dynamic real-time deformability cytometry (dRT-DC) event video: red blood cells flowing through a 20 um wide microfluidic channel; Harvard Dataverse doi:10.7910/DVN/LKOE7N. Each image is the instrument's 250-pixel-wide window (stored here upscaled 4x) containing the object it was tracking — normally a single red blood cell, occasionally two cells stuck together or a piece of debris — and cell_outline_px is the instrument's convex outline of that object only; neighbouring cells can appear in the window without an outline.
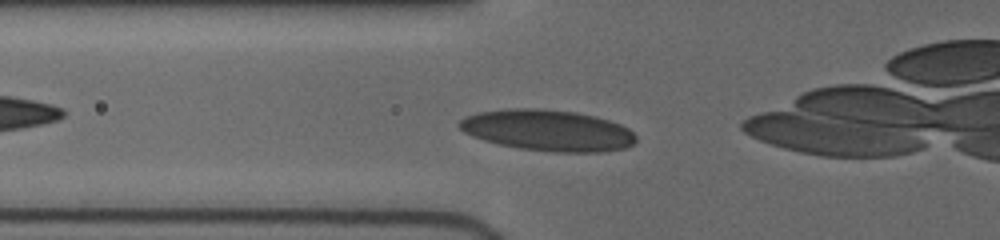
{"species": "human", "species_latin": "Homo sapiens", "temperature_condition": "cold", "stored_images_in_passage": 50, "camera_frame_rate_fps": 3000, "um_per_image_px": 0.085, "donor": {"sex": "female"}, "frame": {"image": 1, "passage_image": 10, "time_ms": 2.0, "image_size_px": [1000, 240], "cell_outline_px": [[636, 140], [632, 144], [624, 148], [604, 152], [552, 152], [520, 148], [496, 144], [472, 136], [464, 132], [456, 124], [464, 116], [476, 112], [508, 108], [544, 108], [576, 112], [596, 116], [620, 124], [628, 128], [636, 136]], "centroid_in_image_um": [46.52, 11.07], "position_along_channel_um": 79.3, "area_um2": 42.77}}
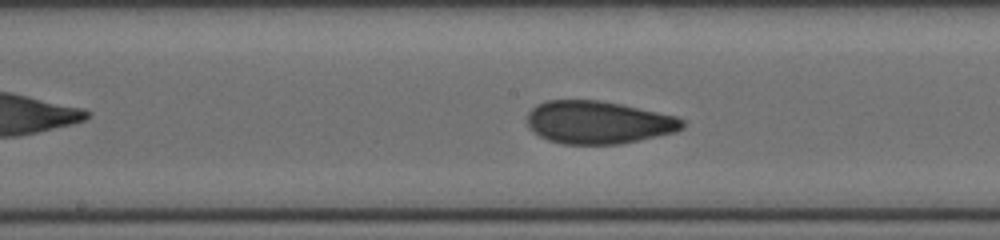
{"frame": {"image": 2, "passage_image": 25, "time_ms": 5.0, "image_size_px": [1000, 240], "cell_outline_px": [[684, 128], [676, 132], [640, 140], [620, 144], [564, 144], [548, 140], [540, 136], [528, 128], [528, 112], [536, 104], [544, 100], [600, 100], [620, 104], [676, 116], [684, 120]], "centroid_in_image_um": [50.85, 10.4], "position_along_channel_um": 197.4, "area_um2": 38.84}}
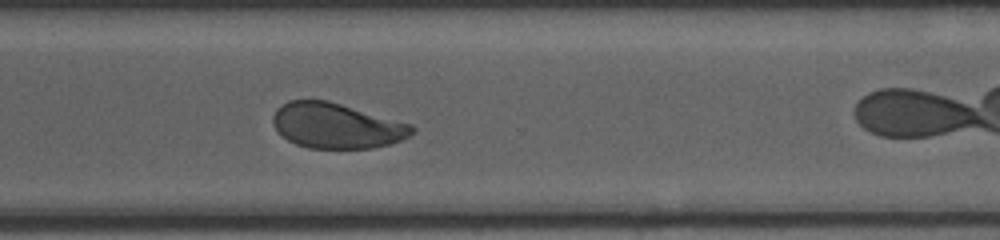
{"frame": {"image": 3, "passage_image": 40, "time_ms": 8.667, "image_size_px": [1000, 240], "cell_outline_px": [[416, 132], [392, 144], [372, 148], [308, 148], [296, 144], [288, 140], [272, 124], [272, 116], [276, 108], [280, 104], [288, 100], [328, 100], [412, 124], [416, 128]], "centroid_in_image_um": [28.61, 10.68], "position_along_channel_um": 342.0, "area_um2": 36.88}}